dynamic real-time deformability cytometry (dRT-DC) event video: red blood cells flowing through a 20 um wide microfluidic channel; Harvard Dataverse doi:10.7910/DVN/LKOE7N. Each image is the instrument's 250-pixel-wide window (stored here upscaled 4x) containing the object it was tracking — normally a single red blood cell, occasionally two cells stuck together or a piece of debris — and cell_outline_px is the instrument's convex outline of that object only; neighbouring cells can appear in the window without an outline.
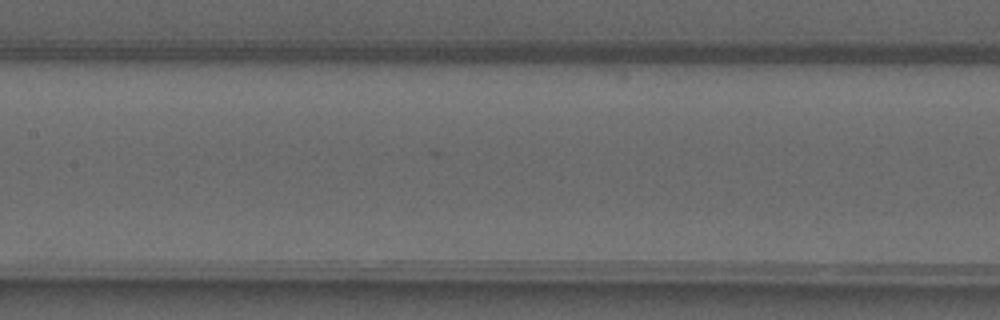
{"species": "common noctule bat (a hibernating species)", "species_latin": "Nyctalus noctula", "temperature_condition": "warm", "stored_images_in_passage": 7, "camera_frame_rate_fps": 3000, "um_per_image_px": 0.085, "animal": {"sex": "male", "forearm_length_mm": 52.5}, "frame": {"image": 1, "passage_image": 4, "time_ms": 3.333, "image_size_px": [1000, 320], "cell_outline_px": [[356, 264], [240, 260], [240, 244], [320, 244], [356, 260]], "centroid_in_image_um": [24.92, 21.56], "position_along_channel_um": 182.5, "area_um2": 13.01}}